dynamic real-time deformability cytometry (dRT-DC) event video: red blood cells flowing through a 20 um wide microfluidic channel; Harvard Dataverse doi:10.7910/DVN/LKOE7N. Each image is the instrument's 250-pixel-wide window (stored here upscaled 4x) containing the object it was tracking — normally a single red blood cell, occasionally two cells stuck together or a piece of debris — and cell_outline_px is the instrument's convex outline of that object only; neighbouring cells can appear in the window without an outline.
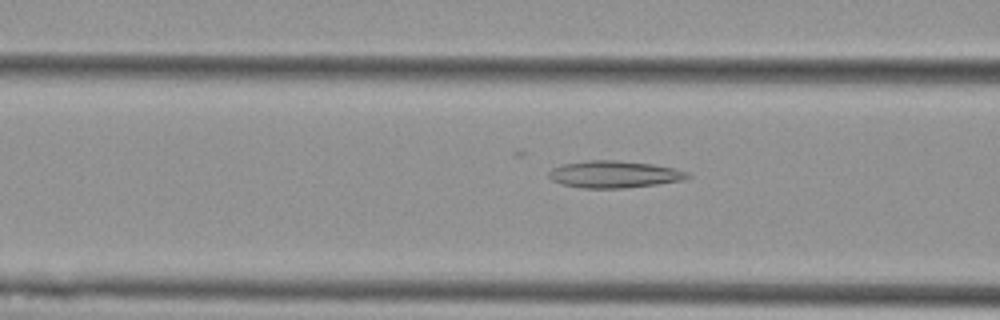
{"species": "Egyptian fruit bat (a non-hibernating species)", "species_latin": "Rousettus aegyptiacus", "temperature_condition": "cold", "stored_images_in_passage": 35, "camera_frame_rate_fps": 3000, "um_per_image_px": 0.085, "animal": {"sex": "female"}, "frame": {"image": 1, "passage_image": 10, "time_ms": 3.0, "image_size_px": [1000, 320], "cell_outline_px": [[692, 176], [684, 180], [656, 184], [624, 188], [584, 188], [564, 184], [552, 180], [548, 176], [548, 172], [552, 168], [560, 164], [584, 160], [616, 160], [652, 164], [676, 168], [688, 172]], "centroid_in_image_um": [52.21, 14.8], "position_along_channel_um": 114.4, "area_um2": 21.96}}
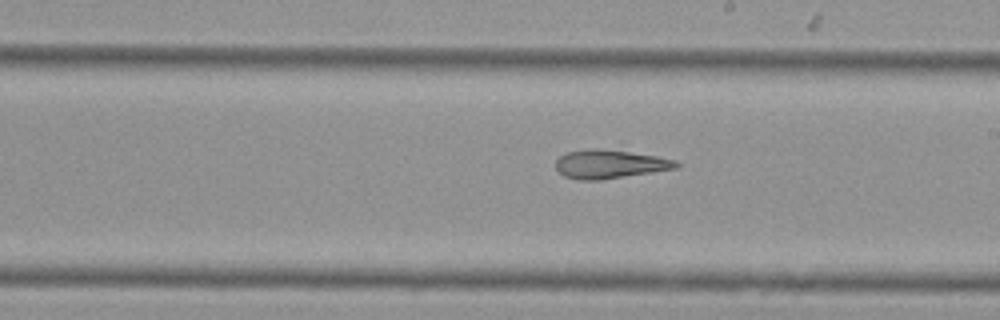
{"frame": {"image": 2, "passage_image": 20, "time_ms": 6.333, "image_size_px": [1000, 320], "cell_outline_px": [[680, 168], [600, 180], [580, 180], [564, 176], [556, 168], [556, 160], [560, 156], [568, 152], [592, 148], [600, 148], [656, 156], [676, 160], [680, 164]], "centroid_in_image_um": [51.86, 13.95], "position_along_channel_um": 237.1, "area_um2": 20.06}}
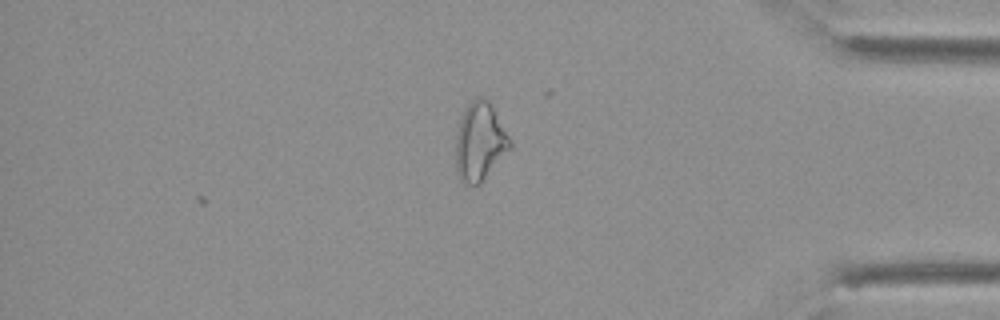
{"frame": {"image": 3, "passage_image": 35, "time_ms": 11.333, "image_size_px": [1000, 320], "cell_outline_px": [[512, 148], [480, 184], [464, 184], [460, 180], [456, 172], [456, 132], [464, 108], [476, 96], [484, 96], [488, 100], [512, 140]], "centroid_in_image_um": [40.79, 12.05], "position_along_channel_um": 394.4, "area_um2": 25.03}}